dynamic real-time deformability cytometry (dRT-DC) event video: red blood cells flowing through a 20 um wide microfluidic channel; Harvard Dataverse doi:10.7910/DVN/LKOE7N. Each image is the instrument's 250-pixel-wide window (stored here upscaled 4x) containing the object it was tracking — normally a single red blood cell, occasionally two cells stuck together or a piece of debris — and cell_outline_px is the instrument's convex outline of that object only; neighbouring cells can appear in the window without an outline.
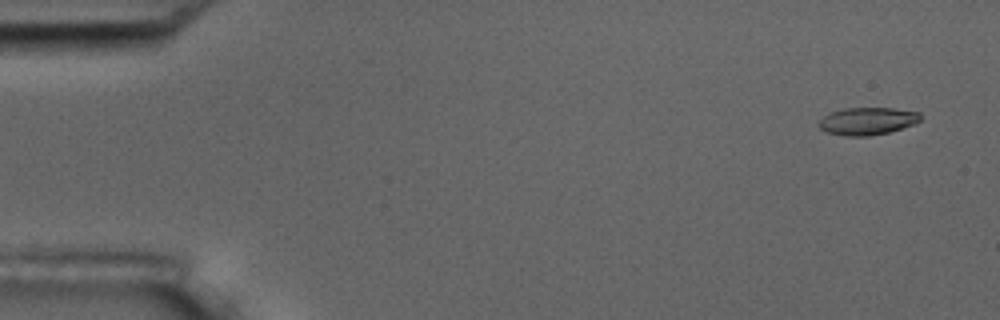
{"species": "common noctule bat (a hibernating species)", "species_latin": "Nyctalus noctula", "temperature_condition": "room temperature", "stored_images_in_passage": 5, "camera_frame_rate_fps": 3000, "um_per_image_px": 0.085, "animal": {"sex": "male", "body_mass_g": 17.5, "forearm_length_mm": 52.3}, "frame": {"image": 1, "passage_image": 1, "time_ms": 0.0, "image_size_px": [1000, 320], "cell_outline_px": [[920, 120], [916, 124], [888, 132], [868, 136], [844, 136], [828, 132], [820, 128], [816, 124], [824, 116], [832, 112], [844, 108], [892, 108], [920, 112]], "centroid_in_image_um": [73.73, 10.29], "position_along_channel_um": 11.3, "area_um2": 16.24}}
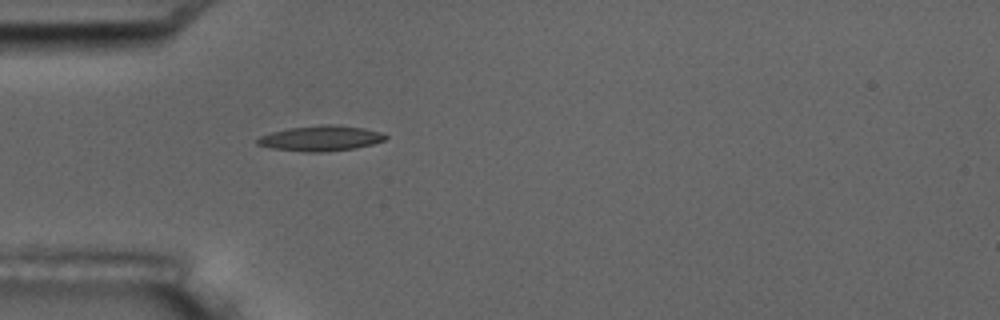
{"frame": {"image": 2, "passage_image": 5, "time_ms": 4.667, "image_size_px": [1000, 320], "cell_outline_px": [[388, 136], [384, 140], [372, 144], [356, 148], [324, 152], [304, 152], [272, 148], [256, 144], [256, 140], [260, 136], [272, 132], [288, 128], [320, 124], [336, 124], [364, 128], [380, 132]], "centroid_in_image_um": [27.26, 11.75], "position_along_channel_um": 57.7, "area_um2": 19.02}}